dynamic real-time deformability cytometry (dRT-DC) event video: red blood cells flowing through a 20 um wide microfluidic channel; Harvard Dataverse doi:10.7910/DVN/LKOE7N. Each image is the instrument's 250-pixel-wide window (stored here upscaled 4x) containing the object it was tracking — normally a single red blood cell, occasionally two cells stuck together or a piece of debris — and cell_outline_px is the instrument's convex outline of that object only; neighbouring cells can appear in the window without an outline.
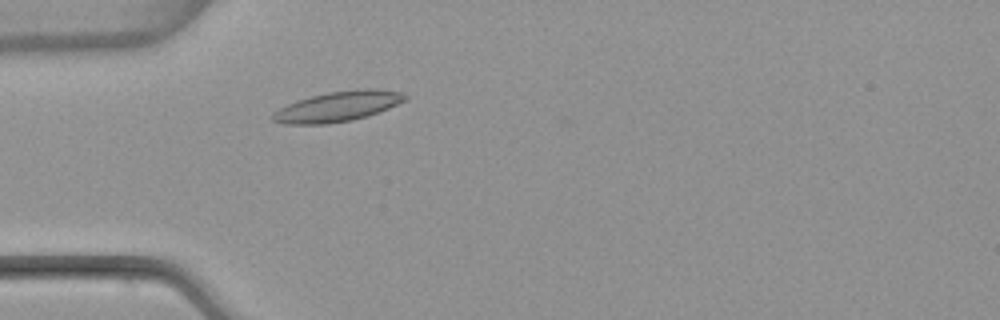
{"species": "common noctule bat (a hibernating species)", "species_latin": "Nyctalus noctula", "temperature_condition": "warm", "stored_images_in_passage": 3, "camera_frame_rate_fps": 3000, "um_per_image_px": 0.085, "animal": {"sex": "female", "body_mass_g": 22.7, "forearm_length_mm": 54.2}, "frame": {"image": 1, "passage_image": 3, "time_ms": 2.667, "image_size_px": [1000, 320], "cell_outline_px": [[408, 100], [368, 116], [352, 120], [328, 124], [284, 124], [272, 120], [272, 112], [296, 100], [328, 92], [364, 88], [372, 88], [400, 92], [408, 96]], "centroid_in_image_um": [28.72, 9.05], "position_along_channel_um": 56.3, "area_um2": 23.29}}